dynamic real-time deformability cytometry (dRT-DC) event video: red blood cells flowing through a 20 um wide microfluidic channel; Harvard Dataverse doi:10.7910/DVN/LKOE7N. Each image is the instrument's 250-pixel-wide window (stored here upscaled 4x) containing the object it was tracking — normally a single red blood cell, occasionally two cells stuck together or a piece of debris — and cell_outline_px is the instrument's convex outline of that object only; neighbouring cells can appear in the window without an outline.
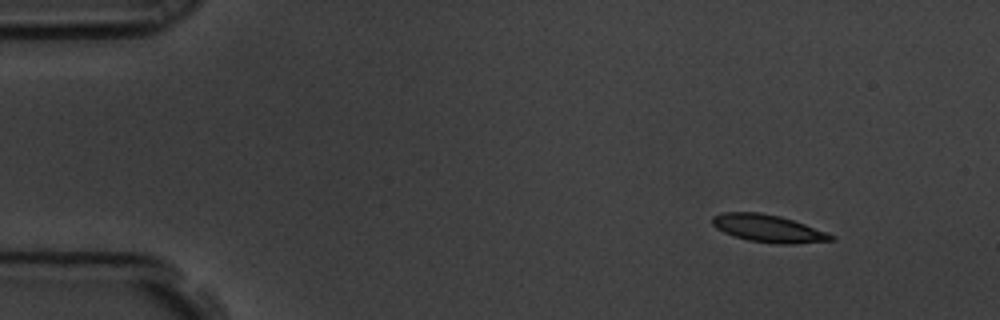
{"species": "common noctule bat (a hibernating species)", "species_latin": "Nyctalus noctula", "temperature_condition": "room temperature", "stored_images_in_passage": 4, "camera_frame_rate_fps": 3000, "um_per_image_px": 0.085, "animal": {"sex": "male", "body_mass_g": 19.5, "forearm_length_mm": 54.6}, "frame": {"image": 1, "passage_image": 1, "time_ms": 0.0, "image_size_px": [1000, 320], "cell_outline_px": [[836, 240], [796, 244], [776, 244], [748, 240], [724, 232], [716, 228], [712, 224], [712, 216], [724, 212], [760, 212], [780, 216], [804, 224], [836, 236]], "centroid_in_image_um": [65.31, 19.42], "position_along_channel_um": 19.7, "area_um2": 18.96}}
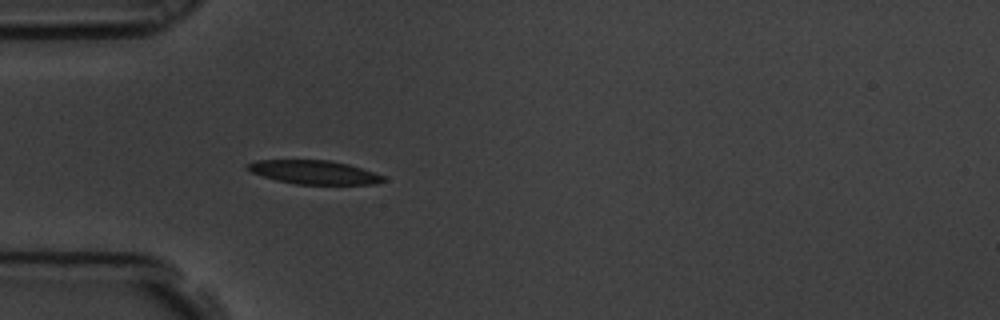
{"frame": {"image": 2, "passage_image": 4, "time_ms": 1.0, "image_size_px": [1000, 320], "cell_outline_px": [[388, 180], [376, 184], [296, 184], [276, 180], [252, 172], [244, 168], [248, 164], [256, 160], [328, 160], [348, 164], [384, 176]], "centroid_in_image_um": [26.7, 14.64], "position_along_channel_um": 58.3, "area_um2": 18.61}}